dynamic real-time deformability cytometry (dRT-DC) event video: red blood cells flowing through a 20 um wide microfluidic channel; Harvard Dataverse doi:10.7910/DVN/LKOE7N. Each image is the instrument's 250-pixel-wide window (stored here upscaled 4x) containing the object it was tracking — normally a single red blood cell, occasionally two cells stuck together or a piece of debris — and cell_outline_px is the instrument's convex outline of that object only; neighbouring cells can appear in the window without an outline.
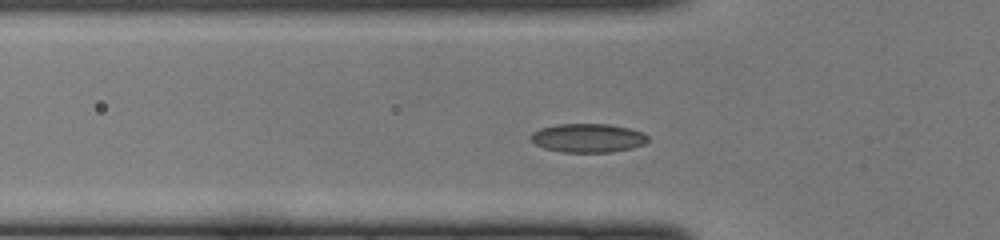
{"species": "common noctule bat (a hibernating species)", "species_latin": "Nyctalus noctula", "temperature_condition": "cold", "stored_images_in_passage": 42, "camera_frame_rate_fps": 3000, "um_per_image_px": 0.085, "animal": {"sex": "female", "body_mass_g": 22.0, "forearm_length_mm": 56.7}, "frame": {"image": 1, "passage_image": 9, "time_ms": 2.667, "image_size_px": [1000, 240], "cell_outline_px": [[648, 140], [644, 144], [632, 148], [612, 152], [560, 152], [544, 148], [536, 144], [528, 136], [532, 132], [540, 128], [560, 124], [608, 124], [628, 128], [640, 132], [648, 136]], "centroid_in_image_um": [49.94, 11.73], "position_along_channel_um": 75.9, "area_um2": 19.59}}
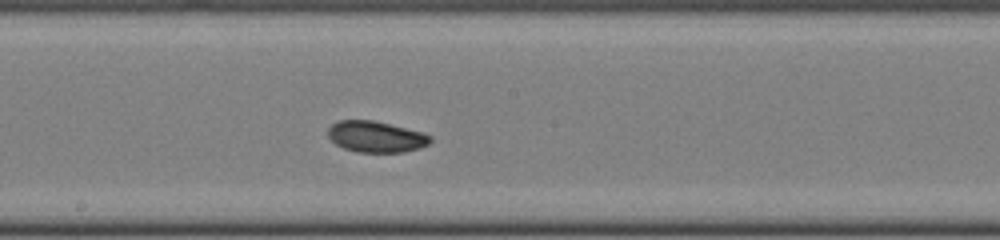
{"frame": {"image": 2, "passage_image": 19, "time_ms": 6.0, "image_size_px": [1000, 240], "cell_outline_px": [[432, 140], [428, 144], [420, 148], [404, 152], [356, 152], [344, 148], [336, 144], [328, 136], [328, 128], [332, 124], [340, 120], [372, 120], [424, 132], [432, 136]], "centroid_in_image_um": [31.98, 11.62], "position_along_channel_um": 216.2, "area_um2": 18.61}}
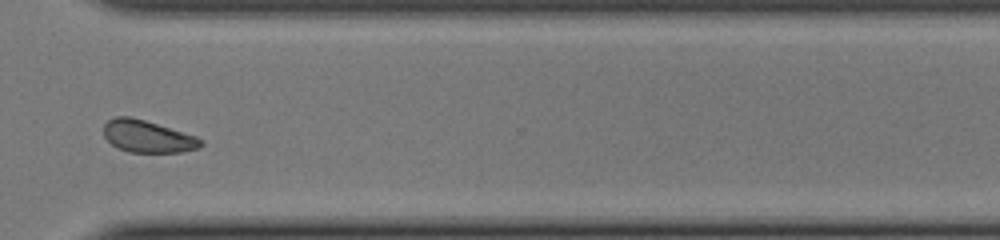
{"frame": {"image": 3, "passage_image": 29, "time_ms": 9.333, "image_size_px": [1000, 240], "cell_outline_px": [[204, 144], [200, 148], [180, 152], [128, 152], [112, 144], [104, 136], [104, 124], [108, 120], [116, 116], [128, 116], [144, 120], [196, 136], [204, 140]], "centroid_in_image_um": [12.57, 11.6], "position_along_channel_um": 358.0, "area_um2": 18.09}}